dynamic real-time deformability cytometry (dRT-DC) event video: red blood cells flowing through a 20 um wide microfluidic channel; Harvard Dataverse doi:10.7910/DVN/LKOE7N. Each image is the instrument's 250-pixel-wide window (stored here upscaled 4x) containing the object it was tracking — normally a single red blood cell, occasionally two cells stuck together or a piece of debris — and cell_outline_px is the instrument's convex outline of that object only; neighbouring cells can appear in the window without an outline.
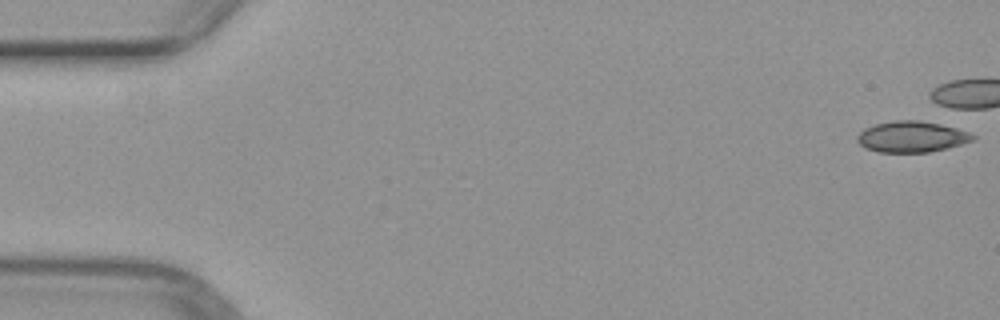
{"species": "common noctule bat (a hibernating species)", "species_latin": "Nyctalus noctula", "temperature_condition": "warm", "stored_images_in_passage": 4, "camera_frame_rate_fps": 3000, "um_per_image_px": 0.085, "animal": {"sex": "female", "body_mass_g": 29.2, "forearm_length_mm": 56.3}, "frame": {"image": 1, "passage_image": 1, "time_ms": 0.0, "image_size_px": [1000, 320], "cell_outline_px": [[976, 140], [948, 148], [928, 152], [880, 152], [864, 148], [856, 140], [856, 136], [864, 128], [876, 124], [896, 120], [920, 120], [940, 124], [956, 128], [968, 132], [976, 136]], "centroid_in_image_um": [77.5, 11.62], "position_along_channel_um": 7.5, "area_um2": 20.98}}